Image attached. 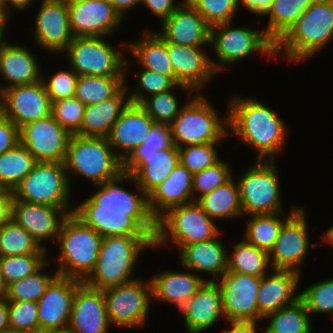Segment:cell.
<instances>
[{"mask_svg": "<svg viewBox=\"0 0 333 333\" xmlns=\"http://www.w3.org/2000/svg\"><path fill=\"white\" fill-rule=\"evenodd\" d=\"M14 195L12 190H7L0 197V228L12 219V204Z\"/></svg>", "mask_w": 333, "mask_h": 333, "instance_id": "57", "label": "cell"}, {"mask_svg": "<svg viewBox=\"0 0 333 333\" xmlns=\"http://www.w3.org/2000/svg\"><path fill=\"white\" fill-rule=\"evenodd\" d=\"M37 160L20 142L0 155V182L8 189L15 187L32 171Z\"/></svg>", "mask_w": 333, "mask_h": 333, "instance_id": "40", "label": "cell"}, {"mask_svg": "<svg viewBox=\"0 0 333 333\" xmlns=\"http://www.w3.org/2000/svg\"><path fill=\"white\" fill-rule=\"evenodd\" d=\"M49 260L33 275L20 279L8 285L7 300L8 301H30L38 302L41 296L51 282L58 276V272L47 274L44 268L49 265Z\"/></svg>", "mask_w": 333, "mask_h": 333, "instance_id": "43", "label": "cell"}, {"mask_svg": "<svg viewBox=\"0 0 333 333\" xmlns=\"http://www.w3.org/2000/svg\"><path fill=\"white\" fill-rule=\"evenodd\" d=\"M213 220L238 219L243 216L239 186L232 177L222 186L203 195L196 201Z\"/></svg>", "mask_w": 333, "mask_h": 333, "instance_id": "35", "label": "cell"}, {"mask_svg": "<svg viewBox=\"0 0 333 333\" xmlns=\"http://www.w3.org/2000/svg\"><path fill=\"white\" fill-rule=\"evenodd\" d=\"M0 15H7V14L4 12V9H3V6H2L1 3H0Z\"/></svg>", "mask_w": 333, "mask_h": 333, "instance_id": "70", "label": "cell"}, {"mask_svg": "<svg viewBox=\"0 0 333 333\" xmlns=\"http://www.w3.org/2000/svg\"><path fill=\"white\" fill-rule=\"evenodd\" d=\"M103 293L112 326L128 329L145 326L153 301L151 280L136 278L104 289Z\"/></svg>", "mask_w": 333, "mask_h": 333, "instance_id": "13", "label": "cell"}, {"mask_svg": "<svg viewBox=\"0 0 333 333\" xmlns=\"http://www.w3.org/2000/svg\"><path fill=\"white\" fill-rule=\"evenodd\" d=\"M221 142L188 145L178 148L179 162L193 175L215 165L221 160L218 158V147Z\"/></svg>", "mask_w": 333, "mask_h": 333, "instance_id": "46", "label": "cell"}, {"mask_svg": "<svg viewBox=\"0 0 333 333\" xmlns=\"http://www.w3.org/2000/svg\"><path fill=\"white\" fill-rule=\"evenodd\" d=\"M193 177L179 162L169 176L148 195L149 210L156 220L173 207L194 202Z\"/></svg>", "mask_w": 333, "mask_h": 333, "instance_id": "29", "label": "cell"}, {"mask_svg": "<svg viewBox=\"0 0 333 333\" xmlns=\"http://www.w3.org/2000/svg\"><path fill=\"white\" fill-rule=\"evenodd\" d=\"M291 212L285 218L283 212L273 214H253L246 220L244 239L262 249L270 252L278 238L283 223L299 208L291 206ZM283 215V216H282Z\"/></svg>", "mask_w": 333, "mask_h": 333, "instance_id": "36", "label": "cell"}, {"mask_svg": "<svg viewBox=\"0 0 333 333\" xmlns=\"http://www.w3.org/2000/svg\"><path fill=\"white\" fill-rule=\"evenodd\" d=\"M333 39V0H315L274 44V55L298 63L321 52Z\"/></svg>", "mask_w": 333, "mask_h": 333, "instance_id": "3", "label": "cell"}, {"mask_svg": "<svg viewBox=\"0 0 333 333\" xmlns=\"http://www.w3.org/2000/svg\"><path fill=\"white\" fill-rule=\"evenodd\" d=\"M132 54V59L146 69L164 76H169L174 81V69L168 56L167 42L156 32L145 30L141 39L136 42H122Z\"/></svg>", "mask_w": 333, "mask_h": 333, "instance_id": "34", "label": "cell"}, {"mask_svg": "<svg viewBox=\"0 0 333 333\" xmlns=\"http://www.w3.org/2000/svg\"><path fill=\"white\" fill-rule=\"evenodd\" d=\"M128 88L125 81V85L113 97L85 107L78 135L107 138L121 113L130 103Z\"/></svg>", "mask_w": 333, "mask_h": 333, "instance_id": "31", "label": "cell"}, {"mask_svg": "<svg viewBox=\"0 0 333 333\" xmlns=\"http://www.w3.org/2000/svg\"><path fill=\"white\" fill-rule=\"evenodd\" d=\"M74 37H112L123 19L108 0H67Z\"/></svg>", "mask_w": 333, "mask_h": 333, "instance_id": "18", "label": "cell"}, {"mask_svg": "<svg viewBox=\"0 0 333 333\" xmlns=\"http://www.w3.org/2000/svg\"><path fill=\"white\" fill-rule=\"evenodd\" d=\"M126 77L78 76L75 97L85 106L113 97L124 85Z\"/></svg>", "mask_w": 333, "mask_h": 333, "instance_id": "42", "label": "cell"}, {"mask_svg": "<svg viewBox=\"0 0 333 333\" xmlns=\"http://www.w3.org/2000/svg\"><path fill=\"white\" fill-rule=\"evenodd\" d=\"M230 161L220 160L215 165L194 174L193 198L197 201L200 197L222 186L232 178ZM195 194H199L195 196Z\"/></svg>", "mask_w": 333, "mask_h": 333, "instance_id": "49", "label": "cell"}, {"mask_svg": "<svg viewBox=\"0 0 333 333\" xmlns=\"http://www.w3.org/2000/svg\"><path fill=\"white\" fill-rule=\"evenodd\" d=\"M204 47H193L167 42L168 56L174 69V82L200 93L217 74ZM200 90V92H198Z\"/></svg>", "mask_w": 333, "mask_h": 333, "instance_id": "23", "label": "cell"}, {"mask_svg": "<svg viewBox=\"0 0 333 333\" xmlns=\"http://www.w3.org/2000/svg\"><path fill=\"white\" fill-rule=\"evenodd\" d=\"M64 164L68 178L72 174H78L83 179L87 178L94 186L103 184L122 172V162L104 137L72 135Z\"/></svg>", "mask_w": 333, "mask_h": 333, "instance_id": "7", "label": "cell"}, {"mask_svg": "<svg viewBox=\"0 0 333 333\" xmlns=\"http://www.w3.org/2000/svg\"><path fill=\"white\" fill-rule=\"evenodd\" d=\"M34 17V42L46 52L63 53L73 41L67 0H42Z\"/></svg>", "mask_w": 333, "mask_h": 333, "instance_id": "19", "label": "cell"}, {"mask_svg": "<svg viewBox=\"0 0 333 333\" xmlns=\"http://www.w3.org/2000/svg\"><path fill=\"white\" fill-rule=\"evenodd\" d=\"M32 333H67V332H63V331H56V330H44V329H38L35 330Z\"/></svg>", "mask_w": 333, "mask_h": 333, "instance_id": "66", "label": "cell"}, {"mask_svg": "<svg viewBox=\"0 0 333 333\" xmlns=\"http://www.w3.org/2000/svg\"><path fill=\"white\" fill-rule=\"evenodd\" d=\"M308 224L305 209L301 206L283 223L276 243L268 253L271 269L301 273L299 267L310 247L317 246V242L309 241Z\"/></svg>", "mask_w": 333, "mask_h": 333, "instance_id": "14", "label": "cell"}, {"mask_svg": "<svg viewBox=\"0 0 333 333\" xmlns=\"http://www.w3.org/2000/svg\"><path fill=\"white\" fill-rule=\"evenodd\" d=\"M20 142L19 127L0 113V155Z\"/></svg>", "mask_w": 333, "mask_h": 333, "instance_id": "55", "label": "cell"}, {"mask_svg": "<svg viewBox=\"0 0 333 333\" xmlns=\"http://www.w3.org/2000/svg\"><path fill=\"white\" fill-rule=\"evenodd\" d=\"M103 237L70 214L62 223L57 243L58 275L84 281L95 268Z\"/></svg>", "mask_w": 333, "mask_h": 333, "instance_id": "5", "label": "cell"}, {"mask_svg": "<svg viewBox=\"0 0 333 333\" xmlns=\"http://www.w3.org/2000/svg\"><path fill=\"white\" fill-rule=\"evenodd\" d=\"M113 6L114 10L120 15L122 19H125V14L131 10V8L141 3V0H108Z\"/></svg>", "mask_w": 333, "mask_h": 333, "instance_id": "60", "label": "cell"}, {"mask_svg": "<svg viewBox=\"0 0 333 333\" xmlns=\"http://www.w3.org/2000/svg\"><path fill=\"white\" fill-rule=\"evenodd\" d=\"M220 232L215 220L194 201L169 209L157 220L154 249L171 242L180 251L185 245L211 240Z\"/></svg>", "mask_w": 333, "mask_h": 333, "instance_id": "8", "label": "cell"}, {"mask_svg": "<svg viewBox=\"0 0 333 333\" xmlns=\"http://www.w3.org/2000/svg\"><path fill=\"white\" fill-rule=\"evenodd\" d=\"M9 328L8 320V300H0V331L6 330Z\"/></svg>", "mask_w": 333, "mask_h": 333, "instance_id": "61", "label": "cell"}, {"mask_svg": "<svg viewBox=\"0 0 333 333\" xmlns=\"http://www.w3.org/2000/svg\"><path fill=\"white\" fill-rule=\"evenodd\" d=\"M85 106L76 98L52 102L51 114L54 120L72 135H78Z\"/></svg>", "mask_w": 333, "mask_h": 333, "instance_id": "52", "label": "cell"}, {"mask_svg": "<svg viewBox=\"0 0 333 333\" xmlns=\"http://www.w3.org/2000/svg\"><path fill=\"white\" fill-rule=\"evenodd\" d=\"M157 33L165 42L184 46H210L211 26L190 4H181ZM161 32V33H160Z\"/></svg>", "mask_w": 333, "mask_h": 333, "instance_id": "25", "label": "cell"}, {"mask_svg": "<svg viewBox=\"0 0 333 333\" xmlns=\"http://www.w3.org/2000/svg\"><path fill=\"white\" fill-rule=\"evenodd\" d=\"M307 311L311 314H331L333 321V278L309 285L300 292Z\"/></svg>", "mask_w": 333, "mask_h": 333, "instance_id": "48", "label": "cell"}, {"mask_svg": "<svg viewBox=\"0 0 333 333\" xmlns=\"http://www.w3.org/2000/svg\"><path fill=\"white\" fill-rule=\"evenodd\" d=\"M9 16L8 15H0V46L4 45L7 41L4 39L5 37V28L7 24H9Z\"/></svg>", "mask_w": 333, "mask_h": 333, "instance_id": "63", "label": "cell"}, {"mask_svg": "<svg viewBox=\"0 0 333 333\" xmlns=\"http://www.w3.org/2000/svg\"><path fill=\"white\" fill-rule=\"evenodd\" d=\"M190 5L211 27L233 22L239 9L238 0H193Z\"/></svg>", "mask_w": 333, "mask_h": 333, "instance_id": "50", "label": "cell"}, {"mask_svg": "<svg viewBox=\"0 0 333 333\" xmlns=\"http://www.w3.org/2000/svg\"><path fill=\"white\" fill-rule=\"evenodd\" d=\"M274 0H238V5H243L250 13L263 16L271 7Z\"/></svg>", "mask_w": 333, "mask_h": 333, "instance_id": "58", "label": "cell"}, {"mask_svg": "<svg viewBox=\"0 0 333 333\" xmlns=\"http://www.w3.org/2000/svg\"><path fill=\"white\" fill-rule=\"evenodd\" d=\"M272 271L261 277L256 296L258 312L263 317L300 299V292H296L300 287L301 274L292 270Z\"/></svg>", "mask_w": 333, "mask_h": 333, "instance_id": "28", "label": "cell"}, {"mask_svg": "<svg viewBox=\"0 0 333 333\" xmlns=\"http://www.w3.org/2000/svg\"><path fill=\"white\" fill-rule=\"evenodd\" d=\"M173 144L170 125L154 123L143 143L132 154H151Z\"/></svg>", "mask_w": 333, "mask_h": 333, "instance_id": "54", "label": "cell"}, {"mask_svg": "<svg viewBox=\"0 0 333 333\" xmlns=\"http://www.w3.org/2000/svg\"><path fill=\"white\" fill-rule=\"evenodd\" d=\"M52 102L42 80L0 93V113L19 128L51 114Z\"/></svg>", "mask_w": 333, "mask_h": 333, "instance_id": "17", "label": "cell"}, {"mask_svg": "<svg viewBox=\"0 0 333 333\" xmlns=\"http://www.w3.org/2000/svg\"><path fill=\"white\" fill-rule=\"evenodd\" d=\"M71 178L64 163L37 162L13 190L14 199L51 207H73ZM71 196V197H70Z\"/></svg>", "mask_w": 333, "mask_h": 333, "instance_id": "12", "label": "cell"}, {"mask_svg": "<svg viewBox=\"0 0 333 333\" xmlns=\"http://www.w3.org/2000/svg\"><path fill=\"white\" fill-rule=\"evenodd\" d=\"M315 0H274L263 15L268 16L266 36L275 44Z\"/></svg>", "mask_w": 333, "mask_h": 333, "instance_id": "37", "label": "cell"}, {"mask_svg": "<svg viewBox=\"0 0 333 333\" xmlns=\"http://www.w3.org/2000/svg\"><path fill=\"white\" fill-rule=\"evenodd\" d=\"M187 333H203L221 317L225 318L222 295L216 281H204L196 293L179 309Z\"/></svg>", "mask_w": 333, "mask_h": 333, "instance_id": "27", "label": "cell"}, {"mask_svg": "<svg viewBox=\"0 0 333 333\" xmlns=\"http://www.w3.org/2000/svg\"><path fill=\"white\" fill-rule=\"evenodd\" d=\"M154 120L138 104L129 103L107 137L117 158L123 163L148 135Z\"/></svg>", "mask_w": 333, "mask_h": 333, "instance_id": "26", "label": "cell"}, {"mask_svg": "<svg viewBox=\"0 0 333 333\" xmlns=\"http://www.w3.org/2000/svg\"><path fill=\"white\" fill-rule=\"evenodd\" d=\"M261 277L225 272L216 282L222 295V307L227 321H263L258 312L257 292Z\"/></svg>", "mask_w": 333, "mask_h": 333, "instance_id": "15", "label": "cell"}, {"mask_svg": "<svg viewBox=\"0 0 333 333\" xmlns=\"http://www.w3.org/2000/svg\"><path fill=\"white\" fill-rule=\"evenodd\" d=\"M7 293H8V285L4 280V276L2 274V270L0 267V300L7 299Z\"/></svg>", "mask_w": 333, "mask_h": 333, "instance_id": "64", "label": "cell"}, {"mask_svg": "<svg viewBox=\"0 0 333 333\" xmlns=\"http://www.w3.org/2000/svg\"><path fill=\"white\" fill-rule=\"evenodd\" d=\"M106 37H74L63 52L78 76L127 77L133 61L122 56ZM126 68V69H125Z\"/></svg>", "mask_w": 333, "mask_h": 333, "instance_id": "10", "label": "cell"}, {"mask_svg": "<svg viewBox=\"0 0 333 333\" xmlns=\"http://www.w3.org/2000/svg\"><path fill=\"white\" fill-rule=\"evenodd\" d=\"M8 189L0 182V197L7 191Z\"/></svg>", "mask_w": 333, "mask_h": 333, "instance_id": "68", "label": "cell"}, {"mask_svg": "<svg viewBox=\"0 0 333 333\" xmlns=\"http://www.w3.org/2000/svg\"><path fill=\"white\" fill-rule=\"evenodd\" d=\"M70 70H59L50 77H41L51 102L75 97L78 74ZM50 78V79H49Z\"/></svg>", "mask_w": 333, "mask_h": 333, "instance_id": "53", "label": "cell"}, {"mask_svg": "<svg viewBox=\"0 0 333 333\" xmlns=\"http://www.w3.org/2000/svg\"><path fill=\"white\" fill-rule=\"evenodd\" d=\"M178 164L179 151L172 144L151 154H131L122 163V171L130 173L138 186L149 195Z\"/></svg>", "mask_w": 333, "mask_h": 333, "instance_id": "24", "label": "cell"}, {"mask_svg": "<svg viewBox=\"0 0 333 333\" xmlns=\"http://www.w3.org/2000/svg\"><path fill=\"white\" fill-rule=\"evenodd\" d=\"M213 239L185 245L180 252L181 266L195 272L214 275L208 281H217L227 272L228 252L219 235ZM216 278V279H215Z\"/></svg>", "mask_w": 333, "mask_h": 333, "instance_id": "32", "label": "cell"}, {"mask_svg": "<svg viewBox=\"0 0 333 333\" xmlns=\"http://www.w3.org/2000/svg\"><path fill=\"white\" fill-rule=\"evenodd\" d=\"M175 88H180L184 91L186 90L188 96L193 93L189 87L182 84H176L168 91L147 97L140 104L155 123L170 125L179 114V111L183 106L179 104L178 97L174 94Z\"/></svg>", "mask_w": 333, "mask_h": 333, "instance_id": "44", "label": "cell"}, {"mask_svg": "<svg viewBox=\"0 0 333 333\" xmlns=\"http://www.w3.org/2000/svg\"><path fill=\"white\" fill-rule=\"evenodd\" d=\"M71 136L52 114L19 128L20 143L37 162L64 163Z\"/></svg>", "mask_w": 333, "mask_h": 333, "instance_id": "16", "label": "cell"}, {"mask_svg": "<svg viewBox=\"0 0 333 333\" xmlns=\"http://www.w3.org/2000/svg\"><path fill=\"white\" fill-rule=\"evenodd\" d=\"M83 281L58 275L37 302L39 329L66 332L77 287Z\"/></svg>", "mask_w": 333, "mask_h": 333, "instance_id": "20", "label": "cell"}, {"mask_svg": "<svg viewBox=\"0 0 333 333\" xmlns=\"http://www.w3.org/2000/svg\"><path fill=\"white\" fill-rule=\"evenodd\" d=\"M227 256V272L263 277L271 267L268 252L248 243L244 238L233 245Z\"/></svg>", "mask_w": 333, "mask_h": 333, "instance_id": "38", "label": "cell"}, {"mask_svg": "<svg viewBox=\"0 0 333 333\" xmlns=\"http://www.w3.org/2000/svg\"><path fill=\"white\" fill-rule=\"evenodd\" d=\"M37 57L27 46L11 44L0 46V76L6 80L0 85V93L8 88L33 84L41 80L42 73Z\"/></svg>", "mask_w": 333, "mask_h": 333, "instance_id": "30", "label": "cell"}, {"mask_svg": "<svg viewBox=\"0 0 333 333\" xmlns=\"http://www.w3.org/2000/svg\"><path fill=\"white\" fill-rule=\"evenodd\" d=\"M230 328L224 329L222 333H257V321H228Z\"/></svg>", "mask_w": 333, "mask_h": 333, "instance_id": "59", "label": "cell"}, {"mask_svg": "<svg viewBox=\"0 0 333 333\" xmlns=\"http://www.w3.org/2000/svg\"><path fill=\"white\" fill-rule=\"evenodd\" d=\"M193 0H183L182 4H190Z\"/></svg>", "mask_w": 333, "mask_h": 333, "instance_id": "71", "label": "cell"}, {"mask_svg": "<svg viewBox=\"0 0 333 333\" xmlns=\"http://www.w3.org/2000/svg\"><path fill=\"white\" fill-rule=\"evenodd\" d=\"M228 100L229 138L237 137L258 152L256 160H275L283 153L288 129L269 105L249 97Z\"/></svg>", "mask_w": 333, "mask_h": 333, "instance_id": "2", "label": "cell"}, {"mask_svg": "<svg viewBox=\"0 0 333 333\" xmlns=\"http://www.w3.org/2000/svg\"><path fill=\"white\" fill-rule=\"evenodd\" d=\"M233 22L211 27L210 46L215 50L216 60H211L215 72L226 70V65L235 64L251 54L261 53L274 57V43L264 30L252 27H233ZM235 62V63H234Z\"/></svg>", "mask_w": 333, "mask_h": 333, "instance_id": "9", "label": "cell"}, {"mask_svg": "<svg viewBox=\"0 0 333 333\" xmlns=\"http://www.w3.org/2000/svg\"><path fill=\"white\" fill-rule=\"evenodd\" d=\"M74 207H51L13 200L12 220L26 229L42 246L50 239L56 241L63 221L73 213Z\"/></svg>", "mask_w": 333, "mask_h": 333, "instance_id": "21", "label": "cell"}, {"mask_svg": "<svg viewBox=\"0 0 333 333\" xmlns=\"http://www.w3.org/2000/svg\"><path fill=\"white\" fill-rule=\"evenodd\" d=\"M276 160H257L237 179L243 215L284 212Z\"/></svg>", "mask_w": 333, "mask_h": 333, "instance_id": "11", "label": "cell"}, {"mask_svg": "<svg viewBox=\"0 0 333 333\" xmlns=\"http://www.w3.org/2000/svg\"><path fill=\"white\" fill-rule=\"evenodd\" d=\"M326 232L324 234H322V239L329 245L333 246V225L331 227H329L327 230H325Z\"/></svg>", "mask_w": 333, "mask_h": 333, "instance_id": "65", "label": "cell"}, {"mask_svg": "<svg viewBox=\"0 0 333 333\" xmlns=\"http://www.w3.org/2000/svg\"><path fill=\"white\" fill-rule=\"evenodd\" d=\"M141 4L162 23L182 4V0L177 3L176 0H141Z\"/></svg>", "mask_w": 333, "mask_h": 333, "instance_id": "56", "label": "cell"}, {"mask_svg": "<svg viewBox=\"0 0 333 333\" xmlns=\"http://www.w3.org/2000/svg\"><path fill=\"white\" fill-rule=\"evenodd\" d=\"M135 184L136 192L123 188ZM121 184V187H120ZM94 194L74 207L73 215L103 238L109 236H156L157 220L151 215L148 195L125 171L105 183L95 185Z\"/></svg>", "mask_w": 333, "mask_h": 333, "instance_id": "1", "label": "cell"}, {"mask_svg": "<svg viewBox=\"0 0 333 333\" xmlns=\"http://www.w3.org/2000/svg\"><path fill=\"white\" fill-rule=\"evenodd\" d=\"M0 333H20V332H17V331H15L13 329L8 328L6 330L0 331Z\"/></svg>", "mask_w": 333, "mask_h": 333, "instance_id": "69", "label": "cell"}, {"mask_svg": "<svg viewBox=\"0 0 333 333\" xmlns=\"http://www.w3.org/2000/svg\"><path fill=\"white\" fill-rule=\"evenodd\" d=\"M263 319H270L265 333H307L312 329L310 314L301 298L292 305L267 314Z\"/></svg>", "mask_w": 333, "mask_h": 333, "instance_id": "39", "label": "cell"}, {"mask_svg": "<svg viewBox=\"0 0 333 333\" xmlns=\"http://www.w3.org/2000/svg\"><path fill=\"white\" fill-rule=\"evenodd\" d=\"M154 239L155 236L104 237L95 268L83 282L104 290L136 279L135 262L140 252L154 248Z\"/></svg>", "mask_w": 333, "mask_h": 333, "instance_id": "4", "label": "cell"}, {"mask_svg": "<svg viewBox=\"0 0 333 333\" xmlns=\"http://www.w3.org/2000/svg\"><path fill=\"white\" fill-rule=\"evenodd\" d=\"M194 95V96H193ZM170 124L172 141L177 147L221 142L229 136L228 112L223 118L204 94L194 93Z\"/></svg>", "mask_w": 333, "mask_h": 333, "instance_id": "6", "label": "cell"}, {"mask_svg": "<svg viewBox=\"0 0 333 333\" xmlns=\"http://www.w3.org/2000/svg\"><path fill=\"white\" fill-rule=\"evenodd\" d=\"M136 72L138 84H136L135 88H129L130 91L128 92L129 101L133 104L140 105L147 97L168 91L176 85L169 76H164L146 69ZM146 92L149 96L146 95Z\"/></svg>", "mask_w": 333, "mask_h": 333, "instance_id": "47", "label": "cell"}, {"mask_svg": "<svg viewBox=\"0 0 333 333\" xmlns=\"http://www.w3.org/2000/svg\"><path fill=\"white\" fill-rule=\"evenodd\" d=\"M177 272L167 270L150 277L152 298L159 302L175 305L178 309L196 293L197 289L207 281L192 270ZM191 271V272H190Z\"/></svg>", "mask_w": 333, "mask_h": 333, "instance_id": "33", "label": "cell"}, {"mask_svg": "<svg viewBox=\"0 0 333 333\" xmlns=\"http://www.w3.org/2000/svg\"><path fill=\"white\" fill-rule=\"evenodd\" d=\"M47 254L0 257V267L7 285L33 275L47 261Z\"/></svg>", "mask_w": 333, "mask_h": 333, "instance_id": "45", "label": "cell"}, {"mask_svg": "<svg viewBox=\"0 0 333 333\" xmlns=\"http://www.w3.org/2000/svg\"><path fill=\"white\" fill-rule=\"evenodd\" d=\"M47 249L12 219L0 228V257L48 254Z\"/></svg>", "mask_w": 333, "mask_h": 333, "instance_id": "41", "label": "cell"}, {"mask_svg": "<svg viewBox=\"0 0 333 333\" xmlns=\"http://www.w3.org/2000/svg\"><path fill=\"white\" fill-rule=\"evenodd\" d=\"M31 2H35V0H8V16L10 17V15H12L10 14L12 9H14V11L26 10Z\"/></svg>", "mask_w": 333, "mask_h": 333, "instance_id": "62", "label": "cell"}, {"mask_svg": "<svg viewBox=\"0 0 333 333\" xmlns=\"http://www.w3.org/2000/svg\"><path fill=\"white\" fill-rule=\"evenodd\" d=\"M103 290L82 282L76 289L67 333H107L111 327Z\"/></svg>", "mask_w": 333, "mask_h": 333, "instance_id": "22", "label": "cell"}, {"mask_svg": "<svg viewBox=\"0 0 333 333\" xmlns=\"http://www.w3.org/2000/svg\"><path fill=\"white\" fill-rule=\"evenodd\" d=\"M9 328L20 333L39 329L37 302L8 301Z\"/></svg>", "mask_w": 333, "mask_h": 333, "instance_id": "51", "label": "cell"}, {"mask_svg": "<svg viewBox=\"0 0 333 333\" xmlns=\"http://www.w3.org/2000/svg\"><path fill=\"white\" fill-rule=\"evenodd\" d=\"M0 3L3 6L4 12L8 15V0H0Z\"/></svg>", "mask_w": 333, "mask_h": 333, "instance_id": "67", "label": "cell"}]
</instances>
